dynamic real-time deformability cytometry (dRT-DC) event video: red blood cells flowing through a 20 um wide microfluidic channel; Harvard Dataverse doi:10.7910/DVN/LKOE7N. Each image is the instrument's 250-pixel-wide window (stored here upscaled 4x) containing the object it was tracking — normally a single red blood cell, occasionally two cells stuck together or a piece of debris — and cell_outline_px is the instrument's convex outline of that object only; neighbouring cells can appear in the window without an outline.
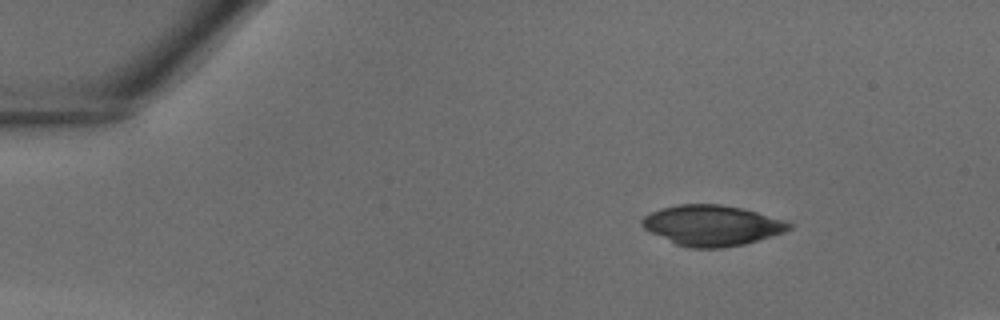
{"species": "common noctule bat (a hibernating species)", "species_latin": "Nyctalus noctula", "temperature_condition": "warm", "stored_images_in_passage": 35, "camera_frame_rate_fps": 3000, "um_per_image_px": 0.085, "animal": {"sex": "male", "body_mass_g": 18.8}, "frame": {"image": 1, "passage_image": 1, "time_ms": 0.0, "image_size_px": [1000, 320], "cell_outline_px": [[792, 228], [784, 232], [772, 236], [744, 244], [724, 248], [688, 248], [676, 244], [644, 228], [640, 224], [640, 220], [644, 216], [660, 208], [680, 204], [720, 204], [744, 208], [788, 220], [792, 224]], "centroid_in_image_um": [60.56, 19.15], "position_along_channel_um": 24.4, "area_um2": 34.91}}
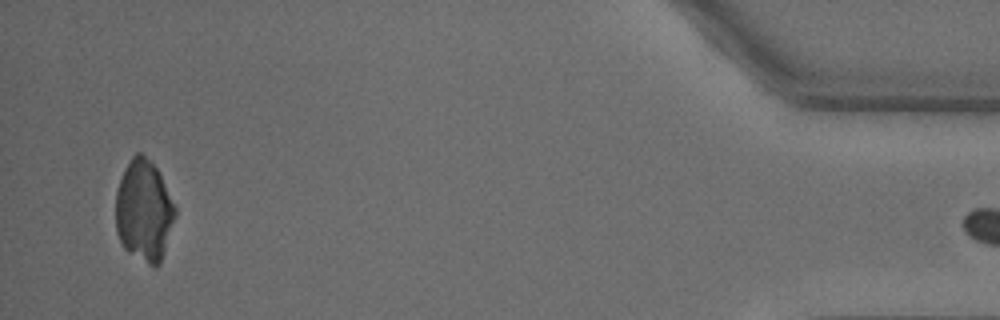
{"frame": {"image": 2, "passage_image": 34, "time_ms": 11.0, "image_size_px": [1000, 320], "cell_outline_px": [[176, 216], [160, 264], [156, 268], [152, 268], [128, 252], [124, 248], [116, 232], [116, 192], [120, 180], [132, 156], [136, 152], [140, 152], [160, 172], [176, 204]], "centroid_in_image_um": [12.26, 17.95], "position_along_channel_um": 422.9, "area_um2": 35.43}}